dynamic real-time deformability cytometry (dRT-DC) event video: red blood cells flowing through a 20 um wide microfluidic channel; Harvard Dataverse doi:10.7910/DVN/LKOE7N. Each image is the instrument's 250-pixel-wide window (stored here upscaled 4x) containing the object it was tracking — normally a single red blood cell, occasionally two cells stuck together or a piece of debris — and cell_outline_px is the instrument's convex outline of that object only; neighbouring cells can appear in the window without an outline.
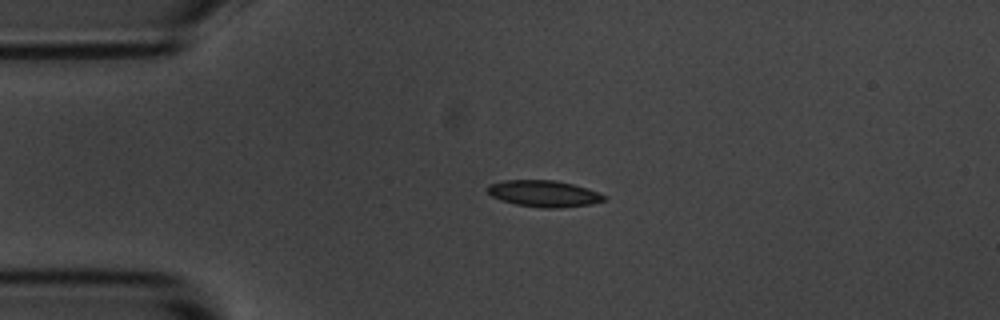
{"species": "common noctule bat (a hibernating species)", "species_latin": "Nyctalus noctula", "temperature_condition": "room temperature", "stored_images_in_passage": 5, "camera_frame_rate_fps": 3000, "um_per_image_px": 0.085, "animal": {"sex": "male", "body_mass_g": 20.1, "forearm_length_mm": 53.5}, "frame": {"image": 1, "passage_image": 4, "time_ms": 3.667, "image_size_px": [1000, 320], "cell_outline_px": [[608, 200], [592, 204], [556, 208], [540, 208], [516, 204], [500, 200], [492, 196], [488, 192], [488, 184], [504, 180], [556, 180], [588, 188], [608, 196]], "centroid_in_image_um": [46.27, 16.46], "position_along_channel_um": 38.7, "area_um2": 18.15}}